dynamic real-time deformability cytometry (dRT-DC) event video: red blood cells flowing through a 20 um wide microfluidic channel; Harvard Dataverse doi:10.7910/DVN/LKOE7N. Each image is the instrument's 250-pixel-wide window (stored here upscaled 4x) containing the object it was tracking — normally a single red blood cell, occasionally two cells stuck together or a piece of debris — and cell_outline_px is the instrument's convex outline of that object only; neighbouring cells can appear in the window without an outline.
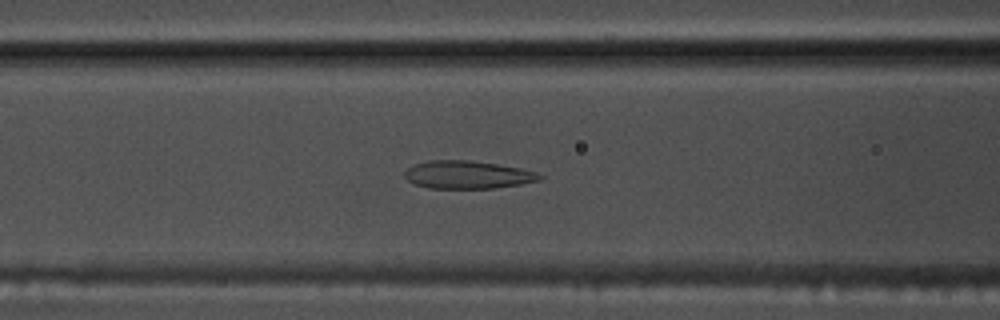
{"species": "common noctule bat (a hibernating species)", "species_latin": "Nyctalus noctula", "temperature_condition": "warm", "stored_images_in_passage": 38, "camera_frame_rate_fps": 3000, "um_per_image_px": 0.085, "animal": {"sex": "male", "body_mass_g": 17.5, "forearm_length_mm": 52.3}, "frame": {"image": 1, "passage_image": 6, "time_ms": 1.667, "image_size_px": [1000, 320], "cell_outline_px": [[544, 176], [540, 180], [520, 184], [492, 188], [428, 188], [412, 184], [404, 176], [404, 172], [412, 164], [428, 160], [468, 160], [496, 164], [520, 168], [536, 172]], "centroid_in_image_um": [39.69, 14.85], "position_along_channel_um": 126.9, "area_um2": 21.96}}
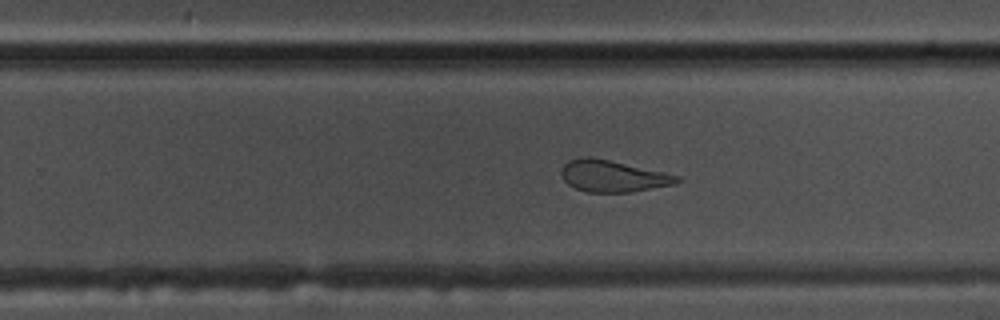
{"frame": {"image": 2, "passage_image": 18, "time_ms": 5.667, "image_size_px": [1000, 320], "cell_outline_px": [[684, 180], [676, 184], [632, 192], [588, 192], [576, 188], [568, 184], [564, 180], [560, 172], [564, 164], [568, 160], [580, 156], [592, 156], [664, 172], [680, 176]], "centroid_in_image_um": [52.11, 14.96], "position_along_channel_um": 277.7, "area_um2": 21.56}}
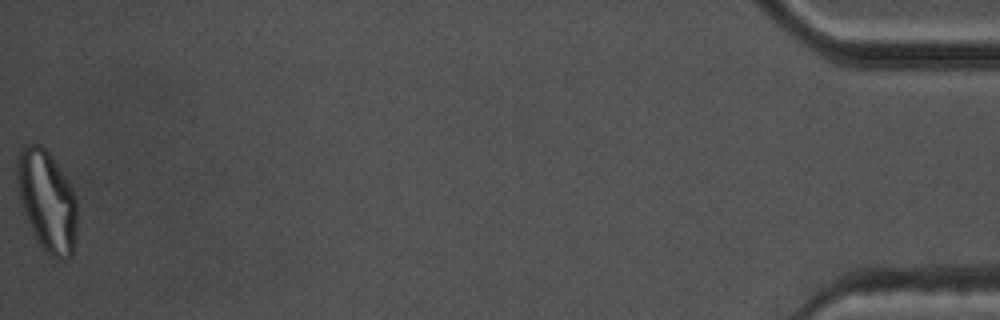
{"frame": {"image": 3, "passage_image": 38, "time_ms": 12.333, "image_size_px": [1000, 320], "cell_outline_px": [[76, 236], [72, 256], [68, 260], [56, 260], [44, 252], [36, 240], [32, 232], [24, 212], [20, 200], [16, 180], [16, 160], [20, 152], [28, 144], [40, 144], [48, 152], [68, 180], [76, 196]], "centroid_in_image_um": [4.0, 17.13], "position_along_channel_um": 431.2, "area_um2": 35.66}, "authors_computed_cell_mechanics": {"area_um2": 22.7443, "velocity_mm_per_s": 3.7812, "shape_relaxation_time_tau1_ms": null, "shape_relaxation_time_tau2_ms": 1.3219, "deformation_change_tau1": null, "deformation_change_tau2": 0.1012}}